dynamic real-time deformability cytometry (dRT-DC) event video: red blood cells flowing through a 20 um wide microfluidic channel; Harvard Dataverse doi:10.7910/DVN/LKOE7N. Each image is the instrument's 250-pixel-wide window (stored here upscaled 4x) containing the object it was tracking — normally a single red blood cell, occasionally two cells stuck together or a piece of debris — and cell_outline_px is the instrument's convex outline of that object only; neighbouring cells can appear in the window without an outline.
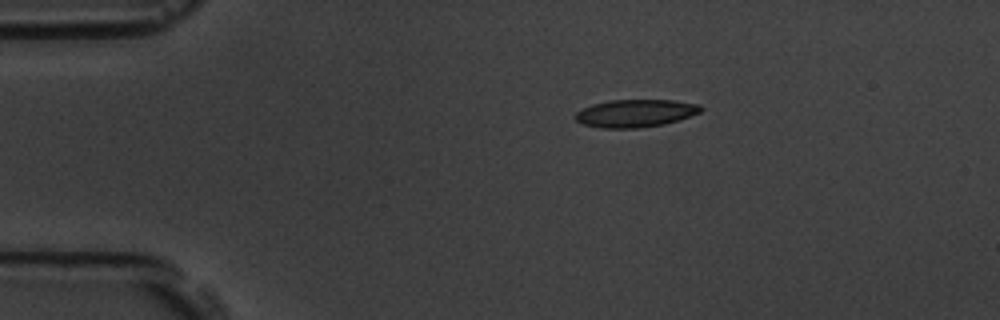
{"species": "common noctule bat (a hibernating species)", "species_latin": "Nyctalus noctula", "temperature_condition": "room temperature", "stored_images_in_passage": 2, "camera_frame_rate_fps": 3000, "um_per_image_px": 0.085, "animal": {"sex": "male", "body_mass_g": 19.5, "forearm_length_mm": 54.6}, "frame": {"image": 1, "passage_image": 2, "time_ms": 1.333, "image_size_px": [1000, 320], "cell_outline_px": [[704, 108], [700, 112], [680, 120], [664, 124], [636, 128], [600, 128], [584, 124], [576, 120], [572, 116], [576, 112], [592, 104], [608, 100], [672, 100], [700, 104]], "centroid_in_image_um": [54.01, 9.62], "position_along_channel_um": 31.0, "area_um2": 20.35}}